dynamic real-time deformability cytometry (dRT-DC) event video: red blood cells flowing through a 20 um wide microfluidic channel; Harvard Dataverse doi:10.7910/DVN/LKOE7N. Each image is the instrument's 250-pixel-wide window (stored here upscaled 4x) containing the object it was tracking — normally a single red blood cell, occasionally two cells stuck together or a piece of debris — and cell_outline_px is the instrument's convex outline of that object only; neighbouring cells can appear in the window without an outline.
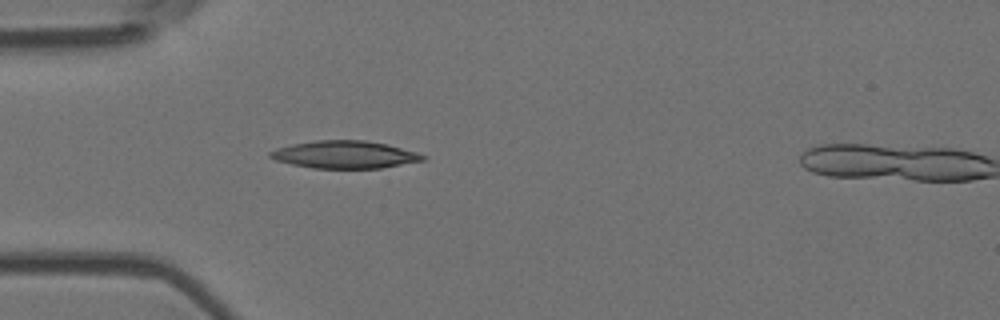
{"species": "Egyptian fruit bat (a non-hibernating species)", "species_latin": "Rousettus aegyptiacus", "temperature_condition": "room temperature", "stored_images_in_passage": 5, "camera_frame_rate_fps": 3000, "um_per_image_px": 0.085, "animal": {"sex": "female"}, "frame": {"image": 1, "passage_image": 4, "time_ms": 1.0, "image_size_px": [1000, 320], "cell_outline_px": [[424, 160], [380, 168], [312, 168], [292, 164], [276, 160], [268, 156], [268, 152], [276, 148], [292, 144], [316, 140], [364, 140], [388, 144], [416, 152], [424, 156]], "centroid_in_image_um": [29.26, 13.13], "position_along_channel_um": 55.7, "area_um2": 24.33}}